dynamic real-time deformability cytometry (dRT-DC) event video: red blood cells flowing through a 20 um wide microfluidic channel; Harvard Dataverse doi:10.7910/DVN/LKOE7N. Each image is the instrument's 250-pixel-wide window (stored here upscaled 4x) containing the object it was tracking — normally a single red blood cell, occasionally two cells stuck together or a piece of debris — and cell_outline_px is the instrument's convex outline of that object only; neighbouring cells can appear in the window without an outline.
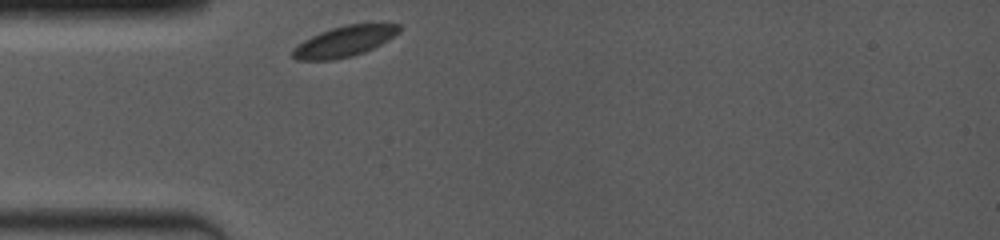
{"species": "common noctule bat (a hibernating species)", "species_latin": "Nyctalus noctula", "temperature_condition": "room temperature", "stored_images_in_passage": 5, "camera_frame_rate_fps": 4000, "um_per_image_px": 0.085, "animal": {"sex": "female", "body_mass_g": 19.0, "forearm_length_mm": 53.3}, "frame": {"image": 1, "passage_image": 1, "time_ms": 0.0, "image_size_px": [1000, 240], "cell_outline_px": [[400, 32], [388, 40], [364, 52], [352, 56], [332, 60], [296, 60], [292, 56], [292, 48], [304, 40], [320, 32], [344, 24], [400, 24]], "centroid_in_image_um": [29.25, 3.52], "position_along_channel_um": 55.8, "area_um2": 18.9}}
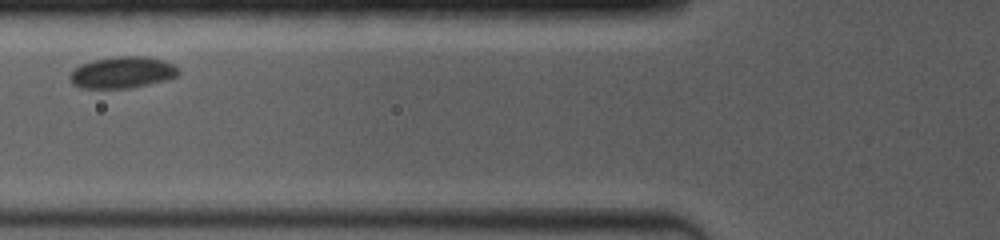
{"frame": {"image": 2, "passage_image": 3, "time_ms": 1.75, "image_size_px": [1000, 240], "cell_outline_px": [[180, 72], [176, 76], [164, 80], [132, 88], [80, 88], [72, 84], [68, 76], [80, 64], [92, 60], [116, 56], [144, 56], [164, 60], [172, 64]], "centroid_in_image_um": [10.36, 6.15], "position_along_channel_um": 115.4, "area_um2": 19.94}}
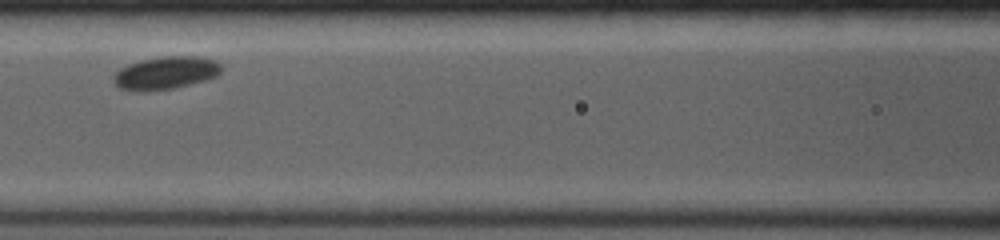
{"frame": {"image": 3, "passage_image": 4, "time_ms": 2.75, "image_size_px": [1000, 240], "cell_outline_px": [[224, 68], [216, 76], [204, 80], [172, 88], [144, 92], [136, 92], [120, 88], [112, 80], [112, 76], [120, 68], [128, 64], [140, 60], [160, 56], [196, 56], [216, 60]], "centroid_in_image_um": [14.05, 6.19], "position_along_channel_um": 152.5, "area_um2": 20.75}}